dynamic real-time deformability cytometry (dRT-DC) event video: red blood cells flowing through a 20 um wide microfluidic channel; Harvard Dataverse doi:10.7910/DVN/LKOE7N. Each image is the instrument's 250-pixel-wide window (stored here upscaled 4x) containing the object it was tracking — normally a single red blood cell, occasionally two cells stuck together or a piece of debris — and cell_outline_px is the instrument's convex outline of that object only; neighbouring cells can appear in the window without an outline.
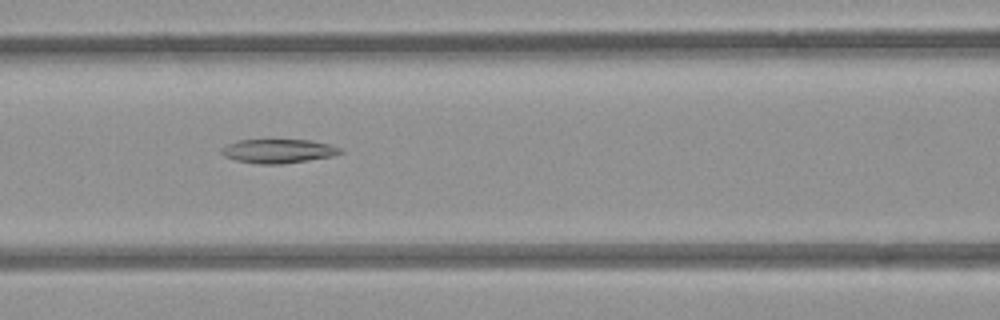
{"species": "common noctule bat (a hibernating species)", "species_latin": "Nyctalus noctula", "temperature_condition": "room temperature", "stored_images_in_passage": 32, "camera_frame_rate_fps": 3000, "um_per_image_px": 0.085, "animal": {"sex": "female", "body_mass_g": 21.9}, "frame": {"image": 1, "passage_image": 9, "time_ms": 2.667, "image_size_px": [1000, 320], "cell_outline_px": [[344, 152], [332, 156], [284, 164], [256, 164], [236, 160], [224, 156], [220, 152], [228, 144], [240, 140], [308, 140], [328, 144], [340, 148]], "centroid_in_image_um": [23.66, 12.85], "position_along_channel_um": 142.9, "area_um2": 16.42}}
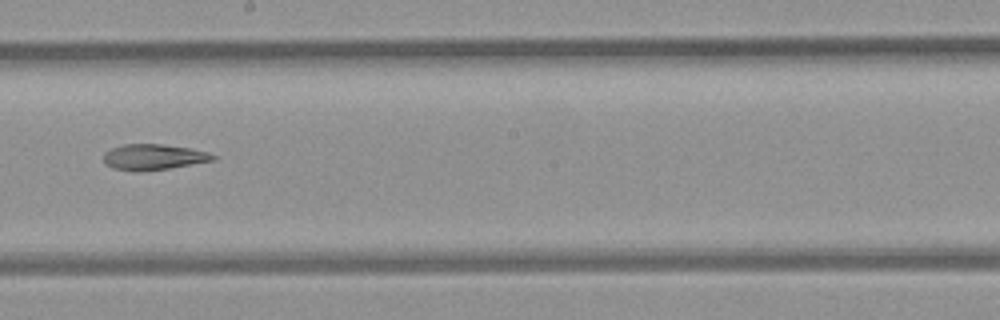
{"frame": {"image": 2, "passage_image": 16, "time_ms": 5.0, "image_size_px": [1000, 320], "cell_outline_px": [[216, 160], [168, 168], [140, 172], [132, 172], [112, 168], [104, 164], [104, 152], [112, 148], [124, 144], [160, 144], [192, 148], [208, 152], [216, 156]], "centroid_in_image_um": [13.03, 13.35], "position_along_channel_um": 235.2, "area_um2": 16.59}}
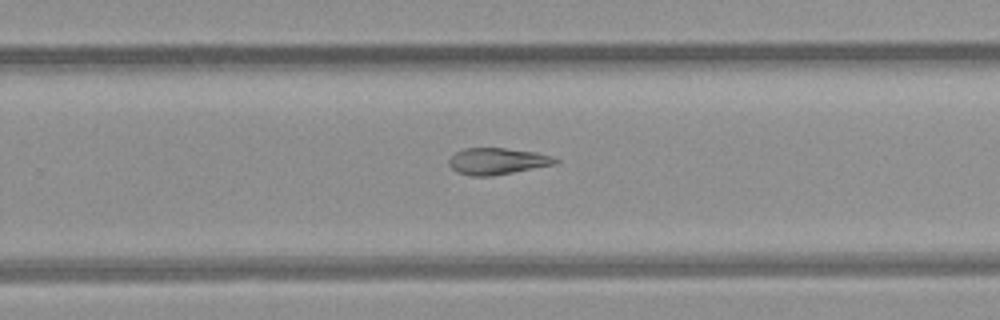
{"frame": {"image": 3, "passage_image": 20, "time_ms": 6.333, "image_size_px": [1000, 320], "cell_outline_px": [[560, 160], [556, 164], [492, 176], [472, 176], [456, 172], [448, 164], [448, 160], [456, 152], [464, 148], [504, 148], [536, 152], [552, 156]], "centroid_in_image_um": [42.26, 13.7], "position_along_channel_um": 287.5, "area_um2": 16.47}}